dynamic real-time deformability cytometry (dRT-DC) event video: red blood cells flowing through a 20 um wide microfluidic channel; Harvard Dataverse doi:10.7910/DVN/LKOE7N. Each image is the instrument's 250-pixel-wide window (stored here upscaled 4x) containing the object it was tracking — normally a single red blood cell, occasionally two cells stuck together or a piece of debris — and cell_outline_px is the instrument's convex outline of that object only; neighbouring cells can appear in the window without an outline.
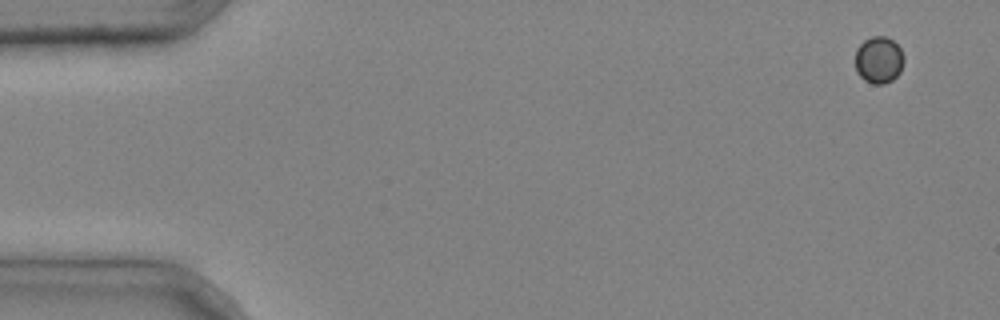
{"species": "common noctule bat (a hibernating species)", "species_latin": "Nyctalus noctula", "temperature_condition": "cold", "stored_images_in_passage": 4, "camera_frame_rate_fps": 3000, "um_per_image_px": 0.085, "animal": {"sex": "male", "body_mass_g": 20.4}, "frame": {"image": 1, "passage_image": 1, "time_ms": 0.0, "image_size_px": [1000, 320], "cell_outline_px": [[904, 60], [900, 72], [892, 80], [884, 84], [872, 84], [864, 80], [856, 72], [856, 48], [864, 40], [872, 36], [884, 36], [892, 40], [900, 48], [904, 56]], "centroid_in_image_um": [74.69, 5.1], "position_along_channel_um": 10.3, "area_um2": 13.35}}
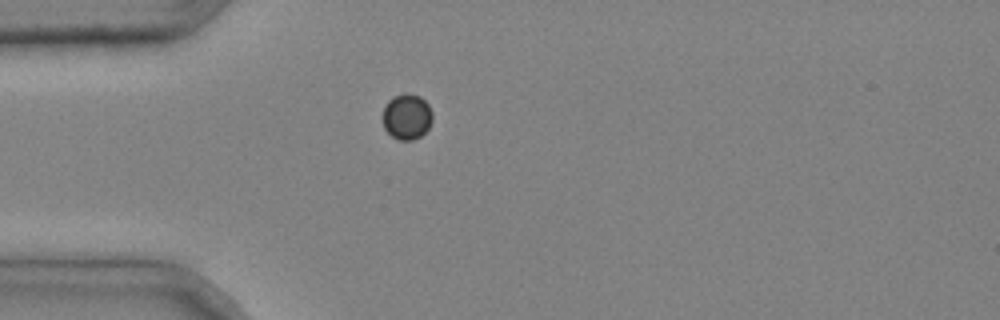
{"frame": {"image": 2, "passage_image": 4, "time_ms": 1.0, "image_size_px": [1000, 320], "cell_outline_px": [[432, 120], [428, 128], [420, 136], [412, 140], [400, 140], [392, 136], [384, 128], [384, 108], [388, 100], [392, 96], [404, 92], [408, 92], [420, 96], [428, 104], [432, 112]], "centroid_in_image_um": [34.59, 9.88], "position_along_channel_um": 50.4, "area_um2": 13.24}}